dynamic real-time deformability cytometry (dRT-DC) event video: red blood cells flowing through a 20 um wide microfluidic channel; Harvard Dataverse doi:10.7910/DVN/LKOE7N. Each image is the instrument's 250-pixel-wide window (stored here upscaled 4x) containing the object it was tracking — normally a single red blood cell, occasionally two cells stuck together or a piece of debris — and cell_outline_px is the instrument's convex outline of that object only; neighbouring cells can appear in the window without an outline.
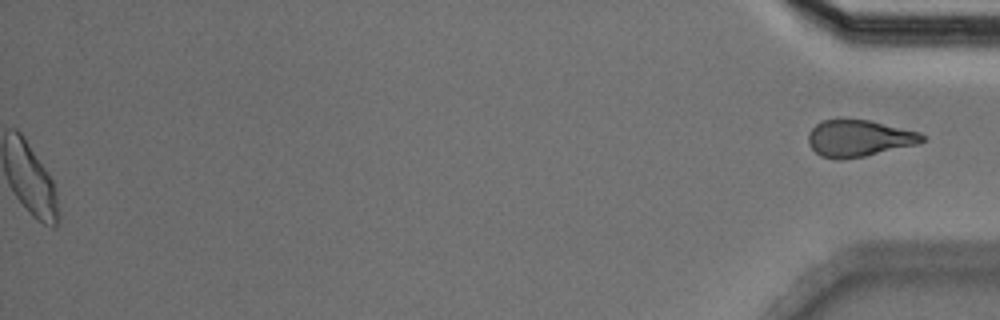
{"species": "Egyptian fruit bat (a non-hibernating species)", "species_latin": "Rousettus aegyptiacus", "temperature_condition": "cold", "stored_images_in_passage": 52, "segment_of_instrument_passage": [2, 2], "camera_frame_rate_fps": 3000, "um_per_image_px": 0.085, "animal": {"sex": "male"}, "frame": {"image": 1, "passage_image": 52, "time_ms": 17.0, "image_size_px": [1000, 320], "cell_outline_px": [[924, 140], [916, 144], [864, 156], [844, 160], [836, 160], [820, 156], [808, 144], [808, 132], [820, 120], [868, 120], [920, 132], [924, 136]], "centroid_in_image_um": [72.96, 11.77], "position_along_channel_um": 362.2, "area_um2": 24.16}}